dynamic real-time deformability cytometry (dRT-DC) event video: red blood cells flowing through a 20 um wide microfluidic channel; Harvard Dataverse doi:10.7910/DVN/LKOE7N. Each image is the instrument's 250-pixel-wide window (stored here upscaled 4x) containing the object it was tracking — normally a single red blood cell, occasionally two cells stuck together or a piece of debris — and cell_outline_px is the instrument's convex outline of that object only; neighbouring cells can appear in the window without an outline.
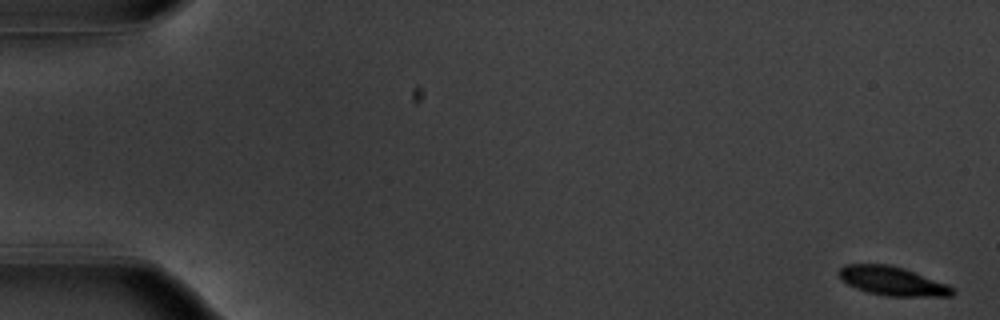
{"species": "common noctule bat (a hibernating species)", "species_latin": "Nyctalus noctula", "temperature_condition": "warm", "stored_images_in_passage": 55, "camera_frame_rate_fps": 3000, "um_per_image_px": 0.085, "animal": {"sex": "male", "body_mass_g": 20.1, "forearm_length_mm": 53.5}, "frame": {"image": 1, "passage_image": 1, "time_ms": 0.0, "image_size_px": [1000, 320], "cell_outline_px": [[956, 292], [952, 296], [884, 296], [868, 292], [856, 288], [840, 280], [836, 272], [844, 264], [888, 264], [904, 268], [948, 284]], "centroid_in_image_um": [75.82, 23.88], "position_along_channel_um": 9.2, "area_um2": 19.31}}
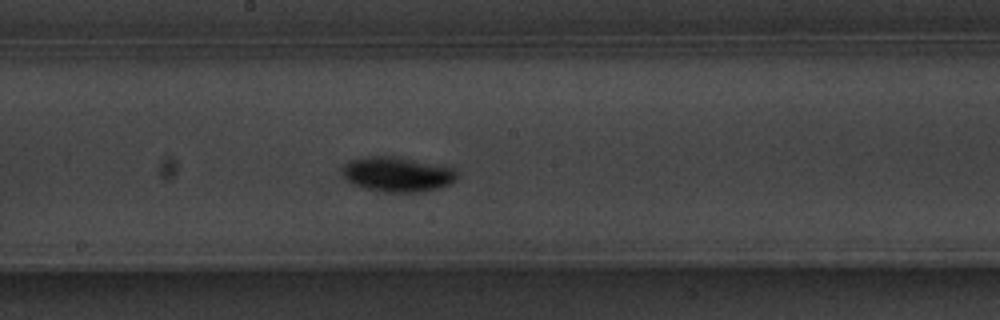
{"frame": {"image": 2, "passage_image": 30, "time_ms": 9.667, "image_size_px": [1000, 320], "cell_outline_px": [[456, 180], [440, 188], [420, 192], [384, 192], [360, 188], [352, 184], [348, 180], [344, 172], [344, 168], [352, 160], [368, 156], [396, 156], [452, 168], [456, 172]], "centroid_in_image_um": [33.79, 14.83], "position_along_channel_um": 214.4, "area_um2": 22.95}}
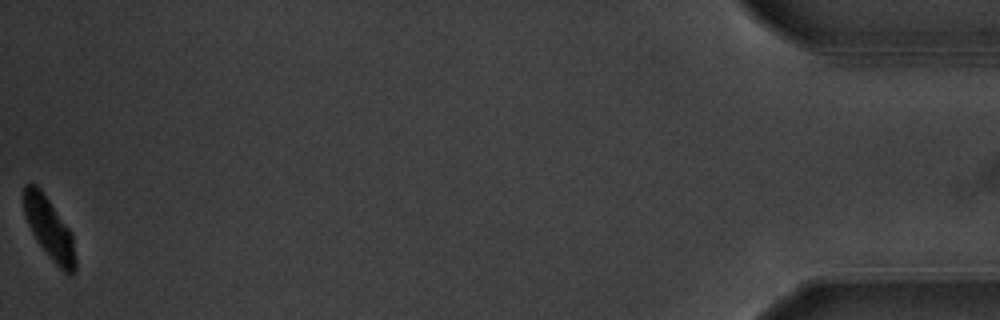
{"frame": {"image": 3, "passage_image": 55, "time_ms": 18.0, "image_size_px": [1000, 320], "cell_outline_px": [[76, 272], [72, 276], [68, 276], [52, 260], [36, 240], [24, 216], [24, 184], [36, 184], [40, 188], [72, 232], [76, 260]], "centroid_in_image_um": [4.22, 19.46], "position_along_channel_um": 431.0, "area_um2": 18.55}, "authors_computed_cell_mechanics": {"area_um2": 20.2878, "velocity_mm_per_s": 3.7014, "shape_relaxation_time_tau1_ms": 4.1471, "shape_relaxation_time_tau2_ms": null, "deformation_change_tau1": 0.2371, "deformation_change_tau2": null}}